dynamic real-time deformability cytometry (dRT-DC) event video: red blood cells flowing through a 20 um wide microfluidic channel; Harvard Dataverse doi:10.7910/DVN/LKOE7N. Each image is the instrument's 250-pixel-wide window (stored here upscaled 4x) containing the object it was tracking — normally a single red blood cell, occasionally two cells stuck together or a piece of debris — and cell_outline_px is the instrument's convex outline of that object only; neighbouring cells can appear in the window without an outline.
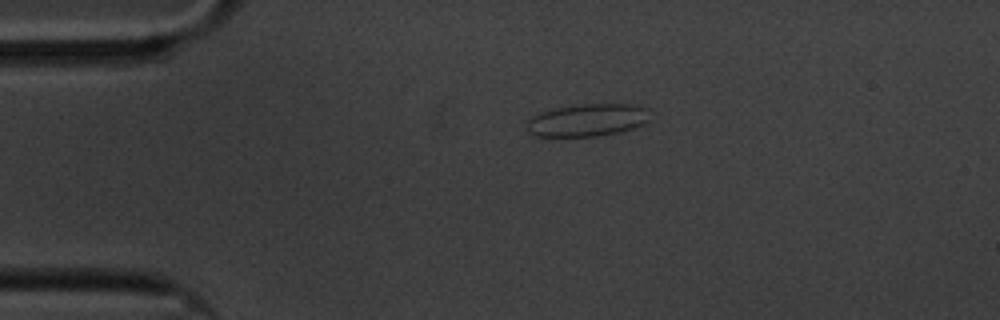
{"species": "common noctule bat (a hibernating species)", "species_latin": "Nyctalus noctula", "temperature_condition": "cold", "stored_images_in_passage": 48, "camera_frame_rate_fps": 3000, "um_per_image_px": 0.085, "animal": {"sex": "male", "body_mass_g": 20.1, "forearm_length_mm": 53.5}, "frame": {"image": 1, "passage_image": 1, "time_ms": 0.0, "image_size_px": [1000, 320], "cell_outline_px": [[652, 120], [644, 124], [632, 128], [616, 132], [596, 136], [536, 136], [528, 132], [528, 116], [540, 112], [556, 108], [584, 104], [632, 104], [648, 108]], "centroid_in_image_um": [49.96, 10.2], "position_along_channel_um": 35.0, "area_um2": 23.41}}
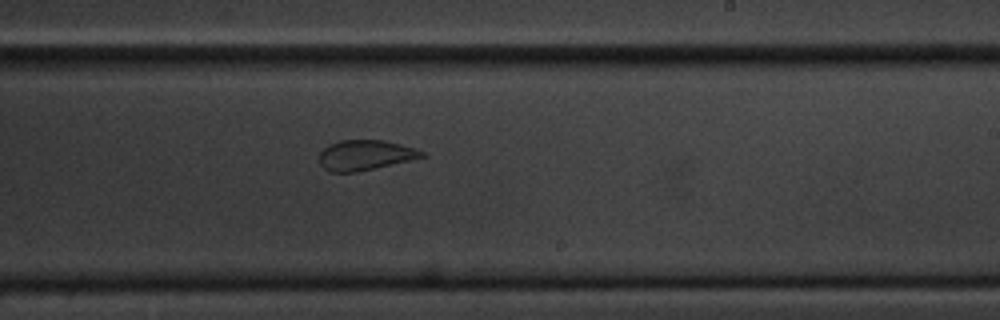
{"frame": {"image": 2, "passage_image": 24, "time_ms": 7.667, "image_size_px": [1000, 320], "cell_outline_px": [[428, 156], [356, 172], [328, 172], [320, 164], [320, 152], [328, 144], [340, 140], [384, 140], [416, 148], [424, 152]], "centroid_in_image_um": [31.04, 13.18], "position_along_channel_um": 258.0, "area_um2": 18.03}}
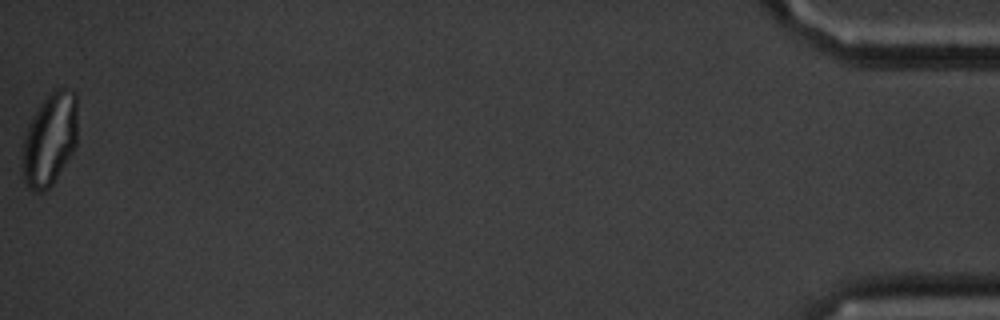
{"frame": {"image": 3, "passage_image": 48, "time_ms": 15.667, "image_size_px": [1000, 320], "cell_outline_px": [[76, 144], [72, 152], [52, 184], [44, 192], [32, 192], [24, 184], [20, 168], [24, 136], [28, 124], [32, 116], [40, 104], [56, 88], [64, 88], [76, 92]], "centroid_in_image_um": [4.17, 11.89], "position_along_channel_um": 431.0, "area_um2": 30.06}, "authors_computed_cell_mechanics": {"area_um2": 19.7387, "velocity_mm_per_s": 3.3706, "shape_relaxation_time_tau1_ms": null, "shape_relaxation_time_tau2_ms": 0.8606, "deformation_change_tau1": null, "deformation_change_tau2": 0.0759}}